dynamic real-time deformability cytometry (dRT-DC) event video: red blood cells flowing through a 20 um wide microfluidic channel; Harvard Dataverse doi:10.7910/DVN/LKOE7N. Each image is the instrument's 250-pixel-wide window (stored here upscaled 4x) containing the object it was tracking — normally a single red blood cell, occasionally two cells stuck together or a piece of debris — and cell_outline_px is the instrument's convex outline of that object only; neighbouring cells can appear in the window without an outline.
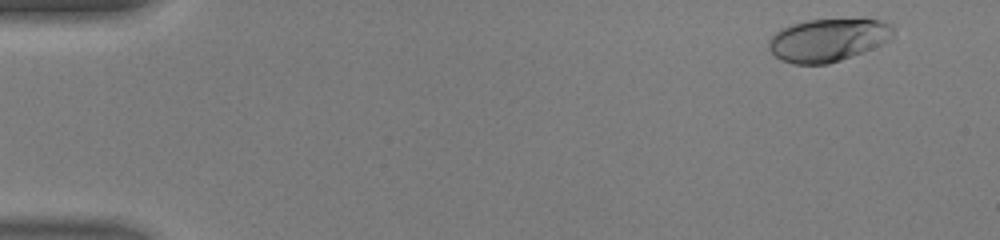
{"species": "human", "species_latin": "Homo sapiens", "temperature_condition": "warm", "stored_images_in_passage": 46, "camera_frame_rate_fps": 3000, "um_per_image_px": 0.085, "donor": {"sex": "male"}, "frame": {"image": 1, "passage_image": 3, "time_ms": 0.667, "image_size_px": [1000, 240], "cell_outline_px": [[892, 36], [880, 44], [864, 52], [828, 64], [792, 64], [780, 60], [768, 48], [768, 40], [780, 28], [792, 24], [808, 20], [864, 16], [880, 20], [888, 24], [892, 28]], "centroid_in_image_um": [70.37, 3.36], "position_along_channel_um": 14.6, "area_um2": 31.67}}
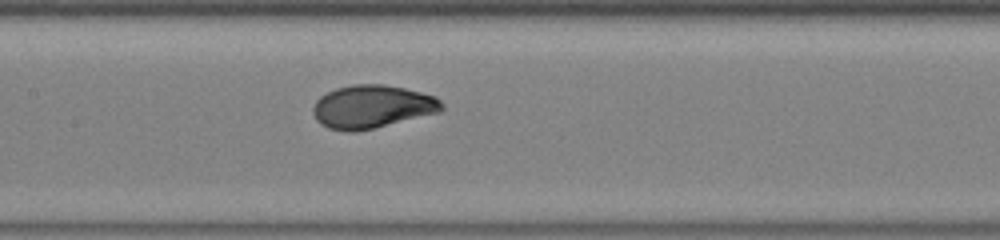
{"frame": {"image": 2, "passage_image": 23, "time_ms": 7.333, "image_size_px": [1000, 240], "cell_outline_px": [[444, 108], [440, 112], [372, 128], [352, 132], [348, 132], [328, 128], [320, 124], [316, 120], [312, 112], [312, 108], [316, 100], [320, 96], [336, 88], [352, 84], [384, 84], [404, 88], [436, 96], [444, 104]], "centroid_in_image_um": [31.61, 9.06], "position_along_channel_um": 175.8, "area_um2": 32.37}}
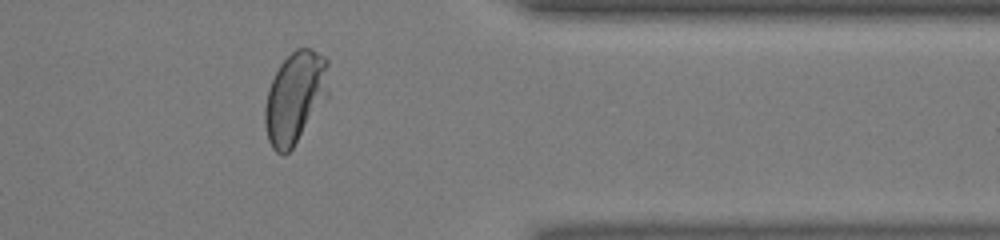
{"frame": {"image": 3, "passage_image": 38, "time_ms": 12.333, "image_size_px": [1000, 240], "cell_outline_px": [[328, 96], [292, 148], [284, 156], [276, 152], [272, 148], [268, 140], [264, 124], [264, 108], [268, 88], [280, 64], [296, 48], [312, 48], [324, 56], [328, 60]], "centroid_in_image_um": [25.07, 8.28], "position_along_channel_um": 386.3, "area_um2": 34.1}, "authors_computed_cell_mechanics": {"area_um2": 31.7611, "velocity_mm_per_s": 4.4589, "shape_relaxation_time_tau1_ms": 2.6763, "shape_relaxation_time_tau2_ms": null, "deformation_change_tau1": 0.1659, "deformation_change_tau2": null}}